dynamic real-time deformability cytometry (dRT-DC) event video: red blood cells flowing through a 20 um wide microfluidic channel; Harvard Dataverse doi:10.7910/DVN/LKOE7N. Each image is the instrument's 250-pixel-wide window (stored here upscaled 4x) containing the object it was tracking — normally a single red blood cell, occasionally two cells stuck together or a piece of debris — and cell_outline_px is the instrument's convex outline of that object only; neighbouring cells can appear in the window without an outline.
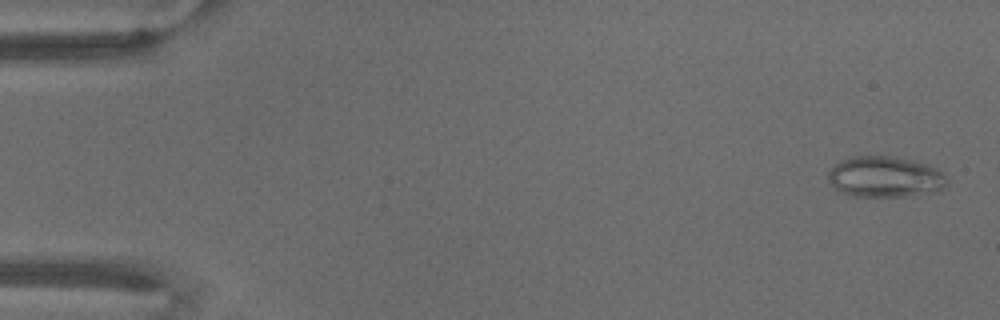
{"species": "common noctule bat (a hibernating species)", "species_latin": "Nyctalus noctula", "temperature_condition": "warm", "stored_images_in_passage": 70, "camera_frame_rate_fps": 3000, "um_per_image_px": 0.085, "animal": {"sex": "male", "body_mass_g": 18.8}, "frame": {"image": 1, "passage_image": 3, "time_ms": 0.667, "image_size_px": [1000, 320], "cell_outline_px": [[948, 184], [944, 188], [904, 196], [852, 196], [836, 188], [828, 180], [828, 172], [836, 164], [844, 160], [856, 156], [888, 156], [912, 160], [928, 164], [936, 168], [944, 176]], "centroid_in_image_um": [75.22, 15.02], "position_along_channel_um": 9.8, "area_um2": 27.63}}
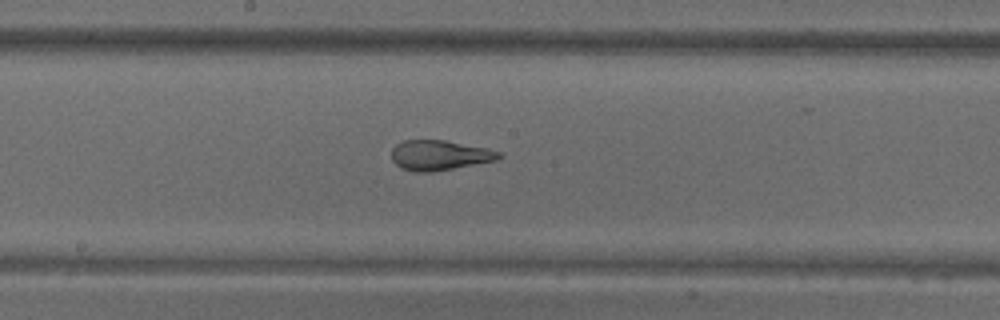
{"frame": {"image": 2, "passage_image": 38, "time_ms": 12.333, "image_size_px": [1000, 320], "cell_outline_px": [[504, 156], [496, 160], [432, 172], [416, 172], [400, 168], [392, 160], [392, 148], [396, 144], [404, 140], [444, 140], [488, 148], [500, 152]], "centroid_in_image_um": [37.35, 13.19], "position_along_channel_um": 210.8, "area_um2": 18.79}}
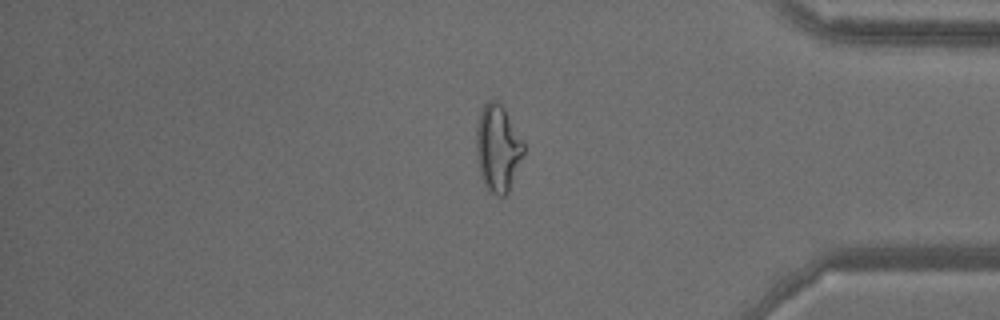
{"frame": {"image": 3, "passage_image": 59, "time_ms": 19.333, "image_size_px": [1000, 320], "cell_outline_px": [[524, 156], [508, 192], [504, 196], [496, 196], [484, 184], [480, 176], [476, 148], [476, 128], [480, 112], [484, 104], [488, 100], [496, 100], [504, 108], [524, 144]], "centroid_in_image_um": [42.31, 12.61], "position_along_channel_um": 392.9, "area_um2": 23.87}}